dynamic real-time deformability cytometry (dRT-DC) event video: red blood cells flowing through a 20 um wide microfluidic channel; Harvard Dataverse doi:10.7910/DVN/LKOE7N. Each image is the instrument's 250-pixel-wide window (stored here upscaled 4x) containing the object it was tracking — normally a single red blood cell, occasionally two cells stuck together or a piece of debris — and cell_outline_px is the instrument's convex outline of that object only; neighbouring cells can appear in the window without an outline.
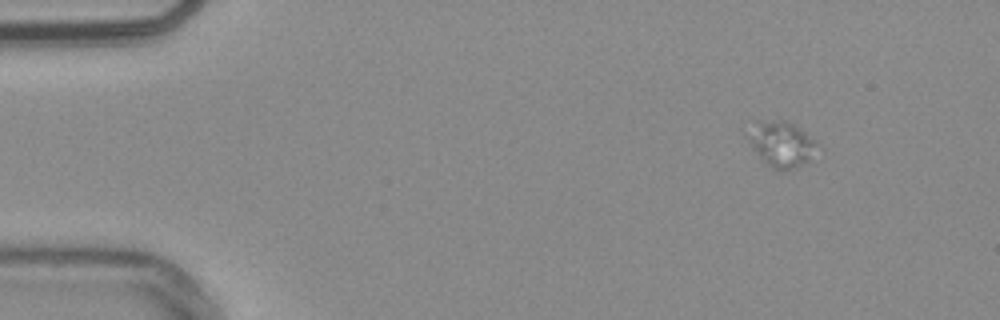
{"species": "common noctule bat (a hibernating species)", "species_latin": "Nyctalus noctula", "temperature_condition": "warm", "stored_images_in_passage": 50, "camera_frame_rate_fps": 3000, "um_per_image_px": 0.085, "animal": {"sex": "male", "body_mass_g": 20.4}, "frame": {"image": 1, "passage_image": 1, "time_ms": 0.0, "image_size_px": [1000, 320], "cell_outline_px": [[820, 148], [808, 160], [784, 172], [780, 172], [772, 168], [760, 156], [744, 136], [740, 128], [752, 120], [784, 120], [792, 124], [816, 140], [820, 144]], "centroid_in_image_um": [66.31, 12.17], "position_along_channel_um": 18.7, "area_um2": 19.13}}
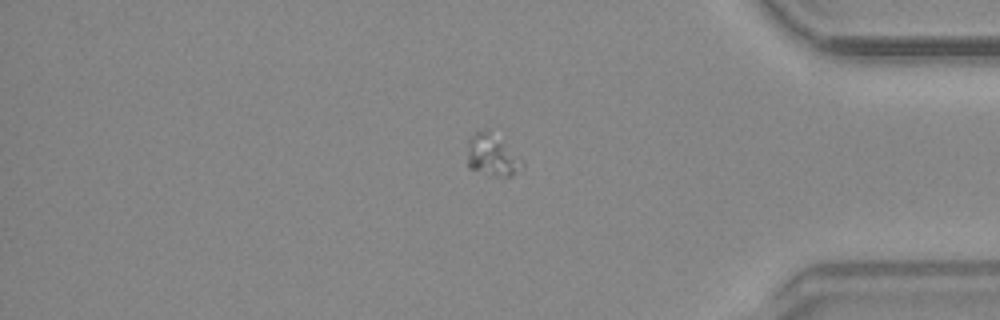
{"frame": {"image": 2, "passage_image": 41, "time_ms": 13.333, "image_size_px": [1000, 320], "cell_outline_px": [[524, 164], [512, 176], [496, 176], [468, 168], [468, 140], [476, 132], [484, 128], [524, 160]], "centroid_in_image_um": [41.82, 13.22], "position_along_channel_um": 393.4, "area_um2": 12.89}}
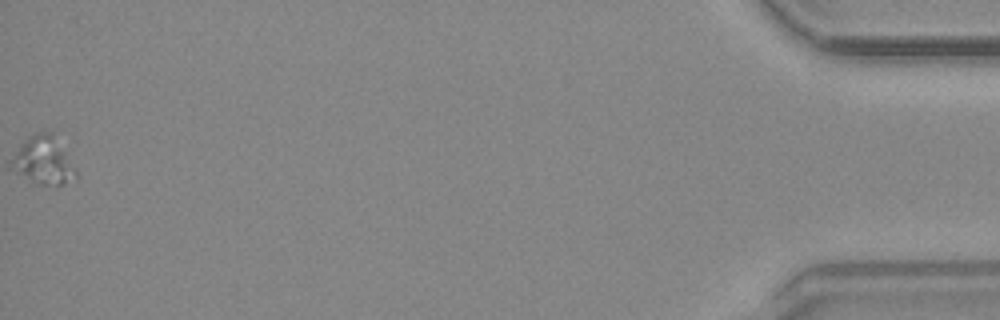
{"frame": {"image": 3, "passage_image": 50, "time_ms": 16.333, "image_size_px": [1000, 320], "cell_outline_px": [[76, 180], [64, 184], [36, 184], [16, 172], [12, 160], [12, 156], [20, 144], [28, 136], [40, 132], [52, 132], [76, 172]], "centroid_in_image_um": [3.68, 13.64], "position_along_channel_um": 431.5, "area_um2": 17.34}}